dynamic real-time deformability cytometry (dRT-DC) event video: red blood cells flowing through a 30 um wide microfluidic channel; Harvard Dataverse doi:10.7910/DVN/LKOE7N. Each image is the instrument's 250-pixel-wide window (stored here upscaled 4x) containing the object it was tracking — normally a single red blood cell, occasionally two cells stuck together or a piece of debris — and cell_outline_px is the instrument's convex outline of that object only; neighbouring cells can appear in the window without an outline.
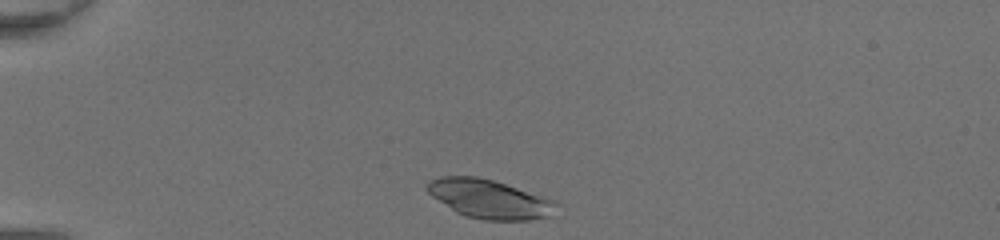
{"species": "common noctule bat (a hibernating species)", "species_latin": "Nyctalus noctula", "temperature_condition": "room temperature", "stored_images_in_passage": 36, "camera_frame_rate_fps": 3000, "um_per_image_px": 0.085, "animal": {"sex": "female", "body_mass_g": 20.0, "forearm_length_mm": 54.0}, "frame": {"image": 1, "passage_image": 1, "time_ms": 0.0, "image_size_px": [1000, 240], "cell_outline_px": [[560, 204], [552, 216], [532, 220], [484, 220], [468, 216], [456, 212], [432, 196], [424, 188], [424, 184], [428, 180], [440, 176], [476, 176], [492, 180], [548, 196], [556, 200]], "centroid_in_image_um": [41.65, 16.9], "position_along_channel_um": 43.3, "area_um2": 29.77}}
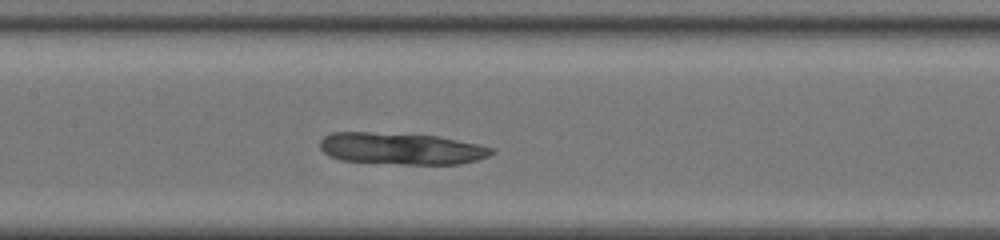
{"frame": {"image": 2, "passage_image": 13, "time_ms": 4.0, "image_size_px": [1000, 240], "cell_outline_px": [[496, 152], [488, 156], [476, 160], [460, 164], [404, 164], [340, 160], [328, 156], [320, 148], [320, 140], [324, 136], [332, 132], [368, 132], [436, 136], [496, 148]], "centroid_in_image_um": [34.09, 12.63], "position_along_channel_um": 173.3, "area_um2": 31.62}}
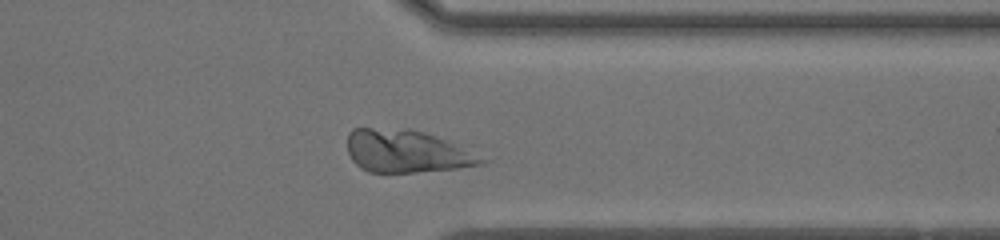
{"frame": {"image": 3, "passage_image": 27, "time_ms": 8.667, "image_size_px": [1000, 240], "cell_outline_px": [[488, 160], [480, 164], [456, 168], [412, 172], [368, 172], [360, 168], [352, 160], [348, 152], [348, 132], [352, 128], [372, 128], [424, 132], [448, 140]], "centroid_in_image_um": [34.51, 12.87], "position_along_channel_um": 376.9, "area_um2": 32.66}}